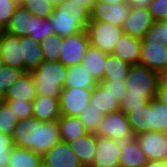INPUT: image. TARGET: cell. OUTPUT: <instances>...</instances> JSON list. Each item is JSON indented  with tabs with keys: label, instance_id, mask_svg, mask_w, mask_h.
Instances as JSON below:
<instances>
[{
	"label": "cell",
	"instance_id": "cell-24",
	"mask_svg": "<svg viewBox=\"0 0 167 167\" xmlns=\"http://www.w3.org/2000/svg\"><path fill=\"white\" fill-rule=\"evenodd\" d=\"M108 53L101 51L91 45L83 56L82 64L92 73V77L100 83L104 75V63Z\"/></svg>",
	"mask_w": 167,
	"mask_h": 167
},
{
	"label": "cell",
	"instance_id": "cell-51",
	"mask_svg": "<svg viewBox=\"0 0 167 167\" xmlns=\"http://www.w3.org/2000/svg\"><path fill=\"white\" fill-rule=\"evenodd\" d=\"M55 5L61 3L63 0H51Z\"/></svg>",
	"mask_w": 167,
	"mask_h": 167
},
{
	"label": "cell",
	"instance_id": "cell-39",
	"mask_svg": "<svg viewBox=\"0 0 167 167\" xmlns=\"http://www.w3.org/2000/svg\"><path fill=\"white\" fill-rule=\"evenodd\" d=\"M100 84L116 97L119 102H121L123 96L127 93L125 80L103 79Z\"/></svg>",
	"mask_w": 167,
	"mask_h": 167
},
{
	"label": "cell",
	"instance_id": "cell-22",
	"mask_svg": "<svg viewBox=\"0 0 167 167\" xmlns=\"http://www.w3.org/2000/svg\"><path fill=\"white\" fill-rule=\"evenodd\" d=\"M98 82L92 77L83 64H76L67 67L64 87L93 89Z\"/></svg>",
	"mask_w": 167,
	"mask_h": 167
},
{
	"label": "cell",
	"instance_id": "cell-42",
	"mask_svg": "<svg viewBox=\"0 0 167 167\" xmlns=\"http://www.w3.org/2000/svg\"><path fill=\"white\" fill-rule=\"evenodd\" d=\"M18 5L14 0H0V23L5 27L10 23L11 17Z\"/></svg>",
	"mask_w": 167,
	"mask_h": 167
},
{
	"label": "cell",
	"instance_id": "cell-8",
	"mask_svg": "<svg viewBox=\"0 0 167 167\" xmlns=\"http://www.w3.org/2000/svg\"><path fill=\"white\" fill-rule=\"evenodd\" d=\"M92 89L64 87L59 97L61 116L78 117L90 103Z\"/></svg>",
	"mask_w": 167,
	"mask_h": 167
},
{
	"label": "cell",
	"instance_id": "cell-38",
	"mask_svg": "<svg viewBox=\"0 0 167 167\" xmlns=\"http://www.w3.org/2000/svg\"><path fill=\"white\" fill-rule=\"evenodd\" d=\"M12 109L17 118L25 119L32 117V101L4 100Z\"/></svg>",
	"mask_w": 167,
	"mask_h": 167
},
{
	"label": "cell",
	"instance_id": "cell-25",
	"mask_svg": "<svg viewBox=\"0 0 167 167\" xmlns=\"http://www.w3.org/2000/svg\"><path fill=\"white\" fill-rule=\"evenodd\" d=\"M58 124L62 142L74 141L88 133L78 117L61 116Z\"/></svg>",
	"mask_w": 167,
	"mask_h": 167
},
{
	"label": "cell",
	"instance_id": "cell-40",
	"mask_svg": "<svg viewBox=\"0 0 167 167\" xmlns=\"http://www.w3.org/2000/svg\"><path fill=\"white\" fill-rule=\"evenodd\" d=\"M13 147L12 137L0 132V167H8L9 157Z\"/></svg>",
	"mask_w": 167,
	"mask_h": 167
},
{
	"label": "cell",
	"instance_id": "cell-44",
	"mask_svg": "<svg viewBox=\"0 0 167 167\" xmlns=\"http://www.w3.org/2000/svg\"><path fill=\"white\" fill-rule=\"evenodd\" d=\"M152 0H128L131 8H148Z\"/></svg>",
	"mask_w": 167,
	"mask_h": 167
},
{
	"label": "cell",
	"instance_id": "cell-32",
	"mask_svg": "<svg viewBox=\"0 0 167 167\" xmlns=\"http://www.w3.org/2000/svg\"><path fill=\"white\" fill-rule=\"evenodd\" d=\"M44 61H59L61 37L51 34L40 42Z\"/></svg>",
	"mask_w": 167,
	"mask_h": 167
},
{
	"label": "cell",
	"instance_id": "cell-56",
	"mask_svg": "<svg viewBox=\"0 0 167 167\" xmlns=\"http://www.w3.org/2000/svg\"><path fill=\"white\" fill-rule=\"evenodd\" d=\"M163 22L166 24V26H167V19L166 20H163Z\"/></svg>",
	"mask_w": 167,
	"mask_h": 167
},
{
	"label": "cell",
	"instance_id": "cell-50",
	"mask_svg": "<svg viewBox=\"0 0 167 167\" xmlns=\"http://www.w3.org/2000/svg\"><path fill=\"white\" fill-rule=\"evenodd\" d=\"M6 33V27L0 23V38Z\"/></svg>",
	"mask_w": 167,
	"mask_h": 167
},
{
	"label": "cell",
	"instance_id": "cell-11",
	"mask_svg": "<svg viewBox=\"0 0 167 167\" xmlns=\"http://www.w3.org/2000/svg\"><path fill=\"white\" fill-rule=\"evenodd\" d=\"M0 54L4 66L16 68L25 72L23 37H17L6 32L0 38Z\"/></svg>",
	"mask_w": 167,
	"mask_h": 167
},
{
	"label": "cell",
	"instance_id": "cell-33",
	"mask_svg": "<svg viewBox=\"0 0 167 167\" xmlns=\"http://www.w3.org/2000/svg\"><path fill=\"white\" fill-rule=\"evenodd\" d=\"M21 5L41 19L49 18L55 8L51 0H23Z\"/></svg>",
	"mask_w": 167,
	"mask_h": 167
},
{
	"label": "cell",
	"instance_id": "cell-5",
	"mask_svg": "<svg viewBox=\"0 0 167 167\" xmlns=\"http://www.w3.org/2000/svg\"><path fill=\"white\" fill-rule=\"evenodd\" d=\"M86 31L91 46L108 54H112L117 41L124 33L122 27L96 20L89 21Z\"/></svg>",
	"mask_w": 167,
	"mask_h": 167
},
{
	"label": "cell",
	"instance_id": "cell-43",
	"mask_svg": "<svg viewBox=\"0 0 167 167\" xmlns=\"http://www.w3.org/2000/svg\"><path fill=\"white\" fill-rule=\"evenodd\" d=\"M148 102L149 100L145 96H129L126 93L120 102L121 111L125 112L127 109H137Z\"/></svg>",
	"mask_w": 167,
	"mask_h": 167
},
{
	"label": "cell",
	"instance_id": "cell-18",
	"mask_svg": "<svg viewBox=\"0 0 167 167\" xmlns=\"http://www.w3.org/2000/svg\"><path fill=\"white\" fill-rule=\"evenodd\" d=\"M32 116L41 122L57 121L61 117L59 98L38 95L32 101Z\"/></svg>",
	"mask_w": 167,
	"mask_h": 167
},
{
	"label": "cell",
	"instance_id": "cell-29",
	"mask_svg": "<svg viewBox=\"0 0 167 167\" xmlns=\"http://www.w3.org/2000/svg\"><path fill=\"white\" fill-rule=\"evenodd\" d=\"M132 65L112 54H108L104 63L103 79L125 80Z\"/></svg>",
	"mask_w": 167,
	"mask_h": 167
},
{
	"label": "cell",
	"instance_id": "cell-12",
	"mask_svg": "<svg viewBox=\"0 0 167 167\" xmlns=\"http://www.w3.org/2000/svg\"><path fill=\"white\" fill-rule=\"evenodd\" d=\"M148 161H165L167 134L159 131L143 132L135 136Z\"/></svg>",
	"mask_w": 167,
	"mask_h": 167
},
{
	"label": "cell",
	"instance_id": "cell-46",
	"mask_svg": "<svg viewBox=\"0 0 167 167\" xmlns=\"http://www.w3.org/2000/svg\"><path fill=\"white\" fill-rule=\"evenodd\" d=\"M156 99L167 105V88H158Z\"/></svg>",
	"mask_w": 167,
	"mask_h": 167
},
{
	"label": "cell",
	"instance_id": "cell-49",
	"mask_svg": "<svg viewBox=\"0 0 167 167\" xmlns=\"http://www.w3.org/2000/svg\"><path fill=\"white\" fill-rule=\"evenodd\" d=\"M100 1H104V2H107V3H115V4H118V3H123V2H128V0H100Z\"/></svg>",
	"mask_w": 167,
	"mask_h": 167
},
{
	"label": "cell",
	"instance_id": "cell-47",
	"mask_svg": "<svg viewBox=\"0 0 167 167\" xmlns=\"http://www.w3.org/2000/svg\"><path fill=\"white\" fill-rule=\"evenodd\" d=\"M144 167H167V162L164 160L148 161Z\"/></svg>",
	"mask_w": 167,
	"mask_h": 167
},
{
	"label": "cell",
	"instance_id": "cell-14",
	"mask_svg": "<svg viewBox=\"0 0 167 167\" xmlns=\"http://www.w3.org/2000/svg\"><path fill=\"white\" fill-rule=\"evenodd\" d=\"M120 142L114 139L97 136L94 160L90 167H120Z\"/></svg>",
	"mask_w": 167,
	"mask_h": 167
},
{
	"label": "cell",
	"instance_id": "cell-41",
	"mask_svg": "<svg viewBox=\"0 0 167 167\" xmlns=\"http://www.w3.org/2000/svg\"><path fill=\"white\" fill-rule=\"evenodd\" d=\"M151 16L156 21L167 19V0H152L148 6Z\"/></svg>",
	"mask_w": 167,
	"mask_h": 167
},
{
	"label": "cell",
	"instance_id": "cell-45",
	"mask_svg": "<svg viewBox=\"0 0 167 167\" xmlns=\"http://www.w3.org/2000/svg\"><path fill=\"white\" fill-rule=\"evenodd\" d=\"M159 88H167V68L159 73Z\"/></svg>",
	"mask_w": 167,
	"mask_h": 167
},
{
	"label": "cell",
	"instance_id": "cell-2",
	"mask_svg": "<svg viewBox=\"0 0 167 167\" xmlns=\"http://www.w3.org/2000/svg\"><path fill=\"white\" fill-rule=\"evenodd\" d=\"M49 19L54 34L59 37H66L87 30L90 11L75 1L63 0L55 5L54 12Z\"/></svg>",
	"mask_w": 167,
	"mask_h": 167
},
{
	"label": "cell",
	"instance_id": "cell-10",
	"mask_svg": "<svg viewBox=\"0 0 167 167\" xmlns=\"http://www.w3.org/2000/svg\"><path fill=\"white\" fill-rule=\"evenodd\" d=\"M138 65L160 72L167 68V46L161 41L143 40Z\"/></svg>",
	"mask_w": 167,
	"mask_h": 167
},
{
	"label": "cell",
	"instance_id": "cell-7",
	"mask_svg": "<svg viewBox=\"0 0 167 167\" xmlns=\"http://www.w3.org/2000/svg\"><path fill=\"white\" fill-rule=\"evenodd\" d=\"M90 45L87 31H81L75 35L61 37L59 62L66 67L82 64L83 56Z\"/></svg>",
	"mask_w": 167,
	"mask_h": 167
},
{
	"label": "cell",
	"instance_id": "cell-6",
	"mask_svg": "<svg viewBox=\"0 0 167 167\" xmlns=\"http://www.w3.org/2000/svg\"><path fill=\"white\" fill-rule=\"evenodd\" d=\"M95 134L120 143L135 137L127 115L121 110L104 115Z\"/></svg>",
	"mask_w": 167,
	"mask_h": 167
},
{
	"label": "cell",
	"instance_id": "cell-52",
	"mask_svg": "<svg viewBox=\"0 0 167 167\" xmlns=\"http://www.w3.org/2000/svg\"><path fill=\"white\" fill-rule=\"evenodd\" d=\"M4 66V63H3V59L1 57V54H0V69Z\"/></svg>",
	"mask_w": 167,
	"mask_h": 167
},
{
	"label": "cell",
	"instance_id": "cell-19",
	"mask_svg": "<svg viewBox=\"0 0 167 167\" xmlns=\"http://www.w3.org/2000/svg\"><path fill=\"white\" fill-rule=\"evenodd\" d=\"M31 72H24L23 75L9 87L3 100L33 101L37 97Z\"/></svg>",
	"mask_w": 167,
	"mask_h": 167
},
{
	"label": "cell",
	"instance_id": "cell-36",
	"mask_svg": "<svg viewBox=\"0 0 167 167\" xmlns=\"http://www.w3.org/2000/svg\"><path fill=\"white\" fill-rule=\"evenodd\" d=\"M54 34V29L49 18L41 19L35 16L34 36H29L36 41H44V39Z\"/></svg>",
	"mask_w": 167,
	"mask_h": 167
},
{
	"label": "cell",
	"instance_id": "cell-23",
	"mask_svg": "<svg viewBox=\"0 0 167 167\" xmlns=\"http://www.w3.org/2000/svg\"><path fill=\"white\" fill-rule=\"evenodd\" d=\"M90 103L93 107L99 109L103 115L121 110L120 102L100 83L92 89Z\"/></svg>",
	"mask_w": 167,
	"mask_h": 167
},
{
	"label": "cell",
	"instance_id": "cell-4",
	"mask_svg": "<svg viewBox=\"0 0 167 167\" xmlns=\"http://www.w3.org/2000/svg\"><path fill=\"white\" fill-rule=\"evenodd\" d=\"M129 96H145L155 99L159 88V74L141 65H132L125 79Z\"/></svg>",
	"mask_w": 167,
	"mask_h": 167
},
{
	"label": "cell",
	"instance_id": "cell-13",
	"mask_svg": "<svg viewBox=\"0 0 167 167\" xmlns=\"http://www.w3.org/2000/svg\"><path fill=\"white\" fill-rule=\"evenodd\" d=\"M43 167H84L66 142H58L42 156Z\"/></svg>",
	"mask_w": 167,
	"mask_h": 167
},
{
	"label": "cell",
	"instance_id": "cell-30",
	"mask_svg": "<svg viewBox=\"0 0 167 167\" xmlns=\"http://www.w3.org/2000/svg\"><path fill=\"white\" fill-rule=\"evenodd\" d=\"M124 113L135 136L149 132V102L137 109H127Z\"/></svg>",
	"mask_w": 167,
	"mask_h": 167
},
{
	"label": "cell",
	"instance_id": "cell-21",
	"mask_svg": "<svg viewBox=\"0 0 167 167\" xmlns=\"http://www.w3.org/2000/svg\"><path fill=\"white\" fill-rule=\"evenodd\" d=\"M68 144L84 167L92 165L97 144V135L95 133H87L79 139L68 142Z\"/></svg>",
	"mask_w": 167,
	"mask_h": 167
},
{
	"label": "cell",
	"instance_id": "cell-55",
	"mask_svg": "<svg viewBox=\"0 0 167 167\" xmlns=\"http://www.w3.org/2000/svg\"><path fill=\"white\" fill-rule=\"evenodd\" d=\"M3 101H4L3 98H0V106H1Z\"/></svg>",
	"mask_w": 167,
	"mask_h": 167
},
{
	"label": "cell",
	"instance_id": "cell-20",
	"mask_svg": "<svg viewBox=\"0 0 167 167\" xmlns=\"http://www.w3.org/2000/svg\"><path fill=\"white\" fill-rule=\"evenodd\" d=\"M142 39L130 37L123 33L115 46L112 55L129 62L131 65H138L140 60Z\"/></svg>",
	"mask_w": 167,
	"mask_h": 167
},
{
	"label": "cell",
	"instance_id": "cell-3",
	"mask_svg": "<svg viewBox=\"0 0 167 167\" xmlns=\"http://www.w3.org/2000/svg\"><path fill=\"white\" fill-rule=\"evenodd\" d=\"M67 67L59 61H43L31 72L37 95L59 98L65 85Z\"/></svg>",
	"mask_w": 167,
	"mask_h": 167
},
{
	"label": "cell",
	"instance_id": "cell-31",
	"mask_svg": "<svg viewBox=\"0 0 167 167\" xmlns=\"http://www.w3.org/2000/svg\"><path fill=\"white\" fill-rule=\"evenodd\" d=\"M103 116L99 109H96L92 103H89L78 118L88 133H96Z\"/></svg>",
	"mask_w": 167,
	"mask_h": 167
},
{
	"label": "cell",
	"instance_id": "cell-53",
	"mask_svg": "<svg viewBox=\"0 0 167 167\" xmlns=\"http://www.w3.org/2000/svg\"><path fill=\"white\" fill-rule=\"evenodd\" d=\"M16 3L21 4L23 0H14Z\"/></svg>",
	"mask_w": 167,
	"mask_h": 167
},
{
	"label": "cell",
	"instance_id": "cell-9",
	"mask_svg": "<svg viewBox=\"0 0 167 167\" xmlns=\"http://www.w3.org/2000/svg\"><path fill=\"white\" fill-rule=\"evenodd\" d=\"M130 9L131 7L128 2L111 4L97 0L90 10V20L103 21L122 27L129 15Z\"/></svg>",
	"mask_w": 167,
	"mask_h": 167
},
{
	"label": "cell",
	"instance_id": "cell-26",
	"mask_svg": "<svg viewBox=\"0 0 167 167\" xmlns=\"http://www.w3.org/2000/svg\"><path fill=\"white\" fill-rule=\"evenodd\" d=\"M42 156L30 149L14 146L11 150L8 167H41Z\"/></svg>",
	"mask_w": 167,
	"mask_h": 167
},
{
	"label": "cell",
	"instance_id": "cell-48",
	"mask_svg": "<svg viewBox=\"0 0 167 167\" xmlns=\"http://www.w3.org/2000/svg\"><path fill=\"white\" fill-rule=\"evenodd\" d=\"M72 1L82 4L90 11L97 0H72Z\"/></svg>",
	"mask_w": 167,
	"mask_h": 167
},
{
	"label": "cell",
	"instance_id": "cell-1",
	"mask_svg": "<svg viewBox=\"0 0 167 167\" xmlns=\"http://www.w3.org/2000/svg\"><path fill=\"white\" fill-rule=\"evenodd\" d=\"M12 141L14 146L30 149L43 156L61 141L58 120L41 122L33 116L20 119L14 129Z\"/></svg>",
	"mask_w": 167,
	"mask_h": 167
},
{
	"label": "cell",
	"instance_id": "cell-54",
	"mask_svg": "<svg viewBox=\"0 0 167 167\" xmlns=\"http://www.w3.org/2000/svg\"><path fill=\"white\" fill-rule=\"evenodd\" d=\"M165 161L167 162V149H166V153H165Z\"/></svg>",
	"mask_w": 167,
	"mask_h": 167
},
{
	"label": "cell",
	"instance_id": "cell-34",
	"mask_svg": "<svg viewBox=\"0 0 167 167\" xmlns=\"http://www.w3.org/2000/svg\"><path fill=\"white\" fill-rule=\"evenodd\" d=\"M18 121L11 107L3 101L0 106V132L12 137Z\"/></svg>",
	"mask_w": 167,
	"mask_h": 167
},
{
	"label": "cell",
	"instance_id": "cell-15",
	"mask_svg": "<svg viewBox=\"0 0 167 167\" xmlns=\"http://www.w3.org/2000/svg\"><path fill=\"white\" fill-rule=\"evenodd\" d=\"M154 20L148 8H131L122 29L130 37L143 39Z\"/></svg>",
	"mask_w": 167,
	"mask_h": 167
},
{
	"label": "cell",
	"instance_id": "cell-28",
	"mask_svg": "<svg viewBox=\"0 0 167 167\" xmlns=\"http://www.w3.org/2000/svg\"><path fill=\"white\" fill-rule=\"evenodd\" d=\"M149 131L167 132V105L156 98L149 101Z\"/></svg>",
	"mask_w": 167,
	"mask_h": 167
},
{
	"label": "cell",
	"instance_id": "cell-16",
	"mask_svg": "<svg viewBox=\"0 0 167 167\" xmlns=\"http://www.w3.org/2000/svg\"><path fill=\"white\" fill-rule=\"evenodd\" d=\"M35 15L19 4L6 26V32L17 36H34Z\"/></svg>",
	"mask_w": 167,
	"mask_h": 167
},
{
	"label": "cell",
	"instance_id": "cell-35",
	"mask_svg": "<svg viewBox=\"0 0 167 167\" xmlns=\"http://www.w3.org/2000/svg\"><path fill=\"white\" fill-rule=\"evenodd\" d=\"M24 71L12 67L3 66L0 69V95L3 97L10 86H12Z\"/></svg>",
	"mask_w": 167,
	"mask_h": 167
},
{
	"label": "cell",
	"instance_id": "cell-27",
	"mask_svg": "<svg viewBox=\"0 0 167 167\" xmlns=\"http://www.w3.org/2000/svg\"><path fill=\"white\" fill-rule=\"evenodd\" d=\"M23 57L25 61V72L35 70L44 61L40 42L29 36H24Z\"/></svg>",
	"mask_w": 167,
	"mask_h": 167
},
{
	"label": "cell",
	"instance_id": "cell-17",
	"mask_svg": "<svg viewBox=\"0 0 167 167\" xmlns=\"http://www.w3.org/2000/svg\"><path fill=\"white\" fill-rule=\"evenodd\" d=\"M147 162L148 159L135 137L120 143V167H144Z\"/></svg>",
	"mask_w": 167,
	"mask_h": 167
},
{
	"label": "cell",
	"instance_id": "cell-37",
	"mask_svg": "<svg viewBox=\"0 0 167 167\" xmlns=\"http://www.w3.org/2000/svg\"><path fill=\"white\" fill-rule=\"evenodd\" d=\"M143 40L161 41L167 46V26L163 21H156L152 27L146 32Z\"/></svg>",
	"mask_w": 167,
	"mask_h": 167
}]
</instances>
